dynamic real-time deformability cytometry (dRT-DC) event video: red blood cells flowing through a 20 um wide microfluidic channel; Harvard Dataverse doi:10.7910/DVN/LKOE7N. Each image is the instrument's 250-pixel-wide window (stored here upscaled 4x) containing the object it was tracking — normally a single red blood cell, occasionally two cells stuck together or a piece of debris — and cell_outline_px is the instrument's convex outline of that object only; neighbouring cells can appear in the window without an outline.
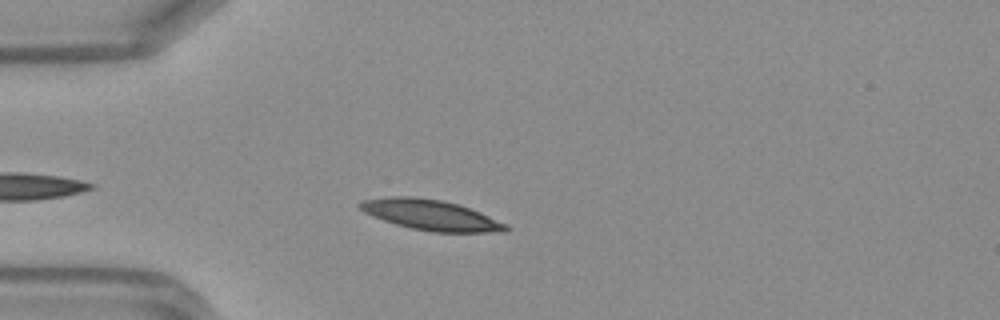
{"species": "Egyptian fruit bat (a non-hibernating species)", "species_latin": "Rousettus aegyptiacus", "temperature_condition": "warm", "stored_images_in_passage": 35, "camera_frame_rate_fps": 3000, "um_per_image_px": 0.085, "frame": {"image": 1, "passage_image": 2, "time_ms": 0.333, "image_size_px": [1000, 320], "cell_outline_px": [[512, 228], [508, 232], [432, 232], [412, 228], [396, 224], [372, 216], [364, 212], [356, 204], [364, 200], [388, 196], [408, 196], [440, 200], [456, 204], [480, 212], [508, 224]], "centroid_in_image_um": [36.65, 18.28], "position_along_channel_um": 48.4, "area_um2": 25.78}}
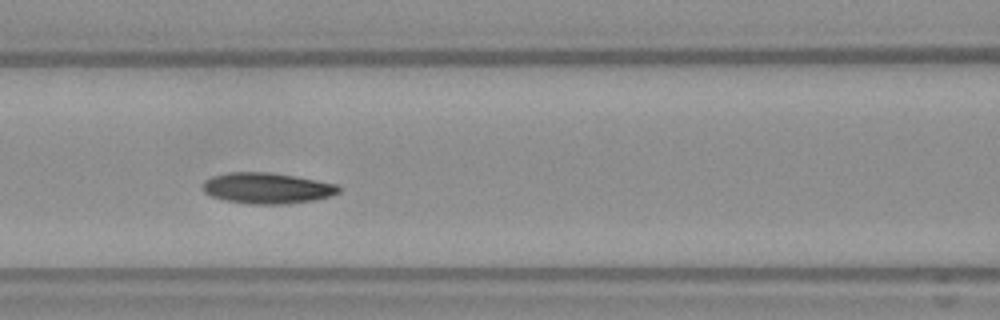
{"frame": {"image": 2, "passage_image": 10, "time_ms": 3.0, "image_size_px": [1000, 320], "cell_outline_px": [[340, 192], [328, 196], [312, 200], [288, 204], [248, 204], [224, 200], [212, 196], [204, 192], [200, 188], [200, 184], [204, 180], [212, 176], [228, 172], [268, 172], [296, 176], [336, 184], [340, 188]], "centroid_in_image_um": [22.63, 15.99], "position_along_channel_um": 144.0, "area_um2": 24.62}}
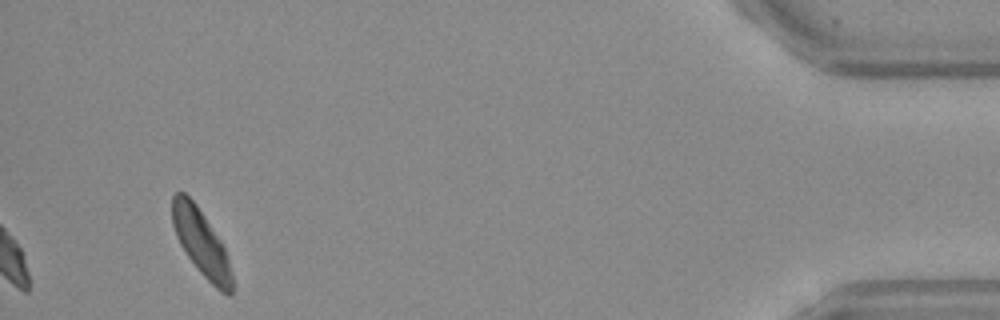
{"frame": {"image": 3, "passage_image": 35, "time_ms": 11.333, "image_size_px": [1000, 320], "cell_outline_px": [[232, 292], [228, 296], [220, 292], [196, 268], [180, 244], [176, 236], [172, 224], [172, 196], [176, 192], [184, 192], [196, 204], [220, 240], [228, 256], [232, 276]], "centroid_in_image_um": [17.09, 20.64], "position_along_channel_um": 418.1, "area_um2": 22.83}, "authors_computed_cell_mechanics": {"area_um2": 23.8714, "velocity_mm_per_s": 4.1561, "shape_relaxation_time_tau1_ms": 3.1516, "shape_relaxation_time_tau2_ms": 4.9013, "deformation_change_tau1": 0.1264, "deformation_change_tau2": 0.1036}}